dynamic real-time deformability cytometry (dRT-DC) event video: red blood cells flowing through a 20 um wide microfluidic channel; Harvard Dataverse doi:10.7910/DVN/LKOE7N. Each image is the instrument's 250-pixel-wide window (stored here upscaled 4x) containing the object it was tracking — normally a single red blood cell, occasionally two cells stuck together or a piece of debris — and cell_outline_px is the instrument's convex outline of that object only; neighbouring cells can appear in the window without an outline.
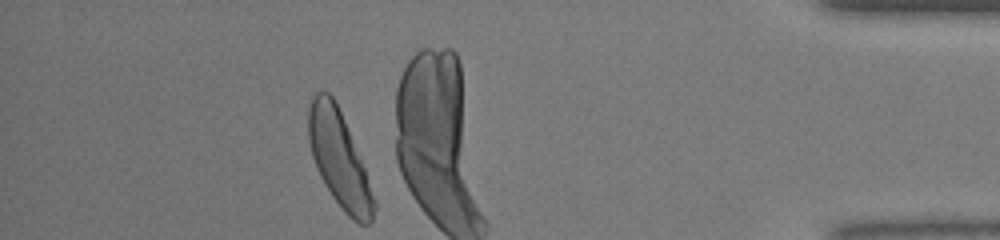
{"species": "human", "species_latin": "Homo sapiens", "temperature_condition": "warm", "stored_images_in_passage": 31, "camera_frame_rate_fps": 3000, "um_per_image_px": 0.085, "donor": {"sex": "male"}, "frame": {"image": 1, "passage_image": 31, "time_ms": 10.0, "image_size_px": [1000, 240], "cell_outline_px": [[376, 208], [372, 224], [360, 224], [352, 220], [344, 212], [332, 196], [324, 184], [320, 176], [312, 156], [308, 140], [308, 104], [312, 96], [316, 92], [328, 92], [332, 96], [344, 120], [364, 168], [376, 204]], "centroid_in_image_um": [28.81, 13.56], "position_along_channel_um": 406.4, "area_um2": 36.13}, "authors_computed_cell_mechanics": {"area_um2": 36.5296, "velocity_mm_per_s": 4.4218, "shape_relaxation_time_tau1_ms": 1.4619, "shape_relaxation_time_tau2_ms": null, "deformation_change_tau1": 0.3145, "deformation_change_tau2": null}}